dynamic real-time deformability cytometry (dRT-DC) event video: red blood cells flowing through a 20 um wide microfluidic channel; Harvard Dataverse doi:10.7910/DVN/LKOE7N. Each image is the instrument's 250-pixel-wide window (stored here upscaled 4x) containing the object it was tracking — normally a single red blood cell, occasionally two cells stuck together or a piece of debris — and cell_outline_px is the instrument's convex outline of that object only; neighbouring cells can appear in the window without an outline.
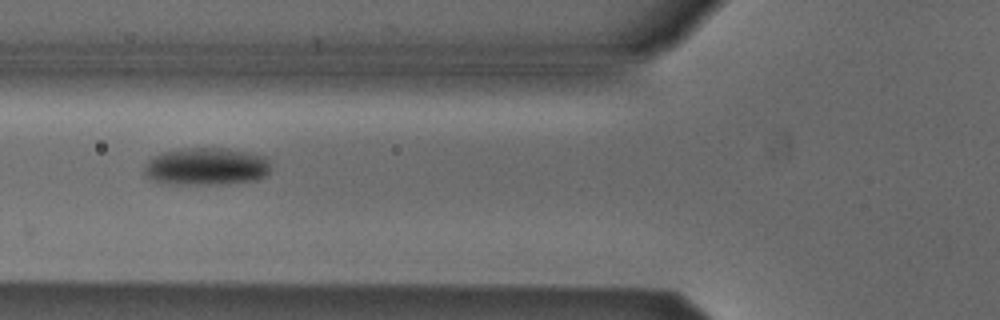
{"species": "Egyptian fruit bat (a non-hibernating species)", "species_latin": "Rousettus aegyptiacus", "temperature_condition": "cold", "stored_images_in_passage": 4, "camera_frame_rate_fps": 3000, "um_per_image_px": 0.085, "animal": {"sex": "male"}, "frame": {"image": 1, "passage_image": 3, "time_ms": 0.667, "image_size_px": [1000, 320], "cell_outline_px": [[268, 172], [264, 176], [256, 180], [216, 184], [160, 184], [152, 180], [144, 172], [144, 168], [148, 160], [152, 156], [164, 152], [180, 148], [228, 148], [264, 156], [268, 160]], "centroid_in_image_um": [17.47, 14.15], "position_along_channel_um": 108.3, "area_um2": 27.63}}
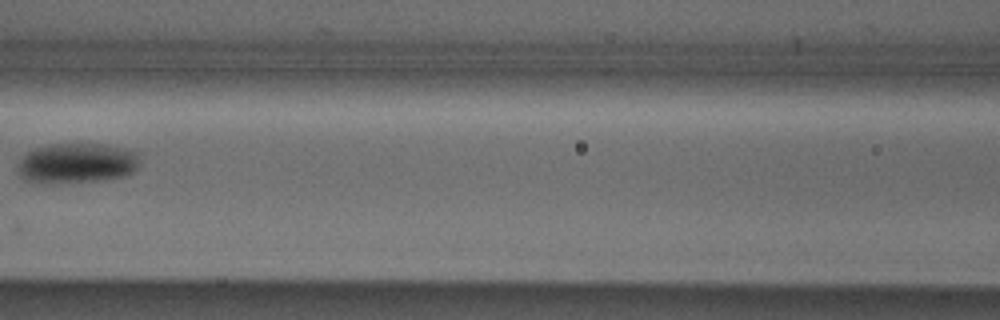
{"frame": {"image": 2, "passage_image": 4, "time_ms": 1.0, "image_size_px": [1000, 320], "cell_outline_px": [[140, 164], [136, 172], [128, 176], [104, 180], [48, 184], [40, 184], [24, 180], [20, 176], [16, 168], [20, 160], [28, 152], [36, 148], [48, 144], [104, 144], [136, 152], [140, 160]], "centroid_in_image_um": [6.53, 13.9], "position_along_channel_um": 160.1, "area_um2": 29.13}}